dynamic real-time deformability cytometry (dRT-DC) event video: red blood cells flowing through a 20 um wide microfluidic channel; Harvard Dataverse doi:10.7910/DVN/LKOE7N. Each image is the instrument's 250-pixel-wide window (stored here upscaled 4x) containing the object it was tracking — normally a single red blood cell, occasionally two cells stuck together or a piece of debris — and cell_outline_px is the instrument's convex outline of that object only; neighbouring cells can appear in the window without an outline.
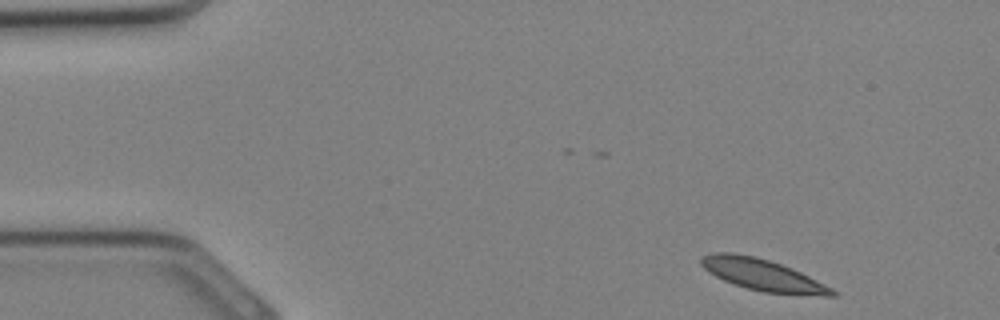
{"species": "Egyptian fruit bat (a non-hibernating species)", "species_latin": "Rousettus aegyptiacus", "temperature_condition": "cold", "stored_images_in_passage": 8, "camera_frame_rate_fps": 3000, "um_per_image_px": 0.085, "animal": {"sex": "female"}, "frame": {"image": 1, "passage_image": 1, "time_ms": 0.0, "image_size_px": [1000, 320], "cell_outline_px": [[836, 296], [824, 296], [764, 292], [748, 288], [724, 280], [708, 272], [700, 264], [700, 256], [716, 252], [732, 252], [756, 256], [792, 268], [832, 288], [836, 292]], "centroid_in_image_um": [64.8, 23.35], "position_along_channel_um": 20.2, "area_um2": 23.87}}